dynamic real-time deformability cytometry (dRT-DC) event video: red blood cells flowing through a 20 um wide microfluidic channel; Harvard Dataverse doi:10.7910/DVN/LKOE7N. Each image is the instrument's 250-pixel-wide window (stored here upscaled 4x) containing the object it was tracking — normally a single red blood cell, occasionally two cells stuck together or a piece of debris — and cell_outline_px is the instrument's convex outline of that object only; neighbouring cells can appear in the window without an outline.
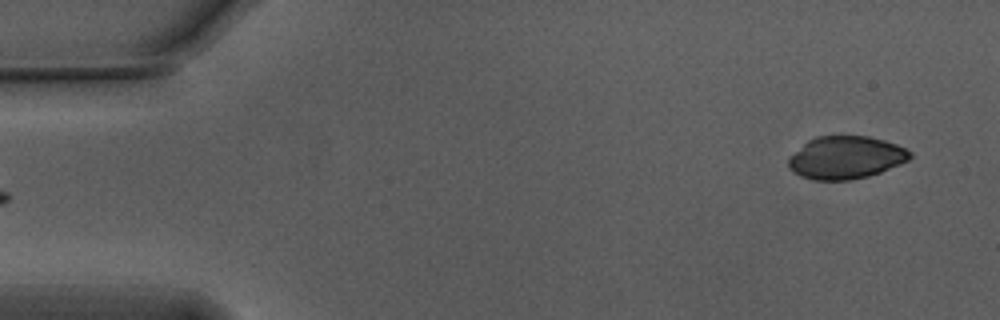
{"species": "Egyptian fruit bat (a non-hibernating species)", "species_latin": "Rousettus aegyptiacus", "temperature_condition": "warm", "stored_images_in_passage": 52, "camera_frame_rate_fps": 3000, "um_per_image_px": 0.085, "animal": {"sex": "male"}, "frame": {"image": 1, "passage_image": 1, "time_ms": 0.0, "image_size_px": [1000, 320], "cell_outline_px": [[912, 156], [908, 160], [900, 164], [880, 172], [868, 176], [852, 180], [812, 180], [800, 176], [788, 164], [788, 156], [808, 140], [816, 136], [868, 136], [884, 140], [896, 144], [912, 152]], "centroid_in_image_um": [71.89, 13.39], "position_along_channel_um": 13.1, "area_um2": 30.23}}
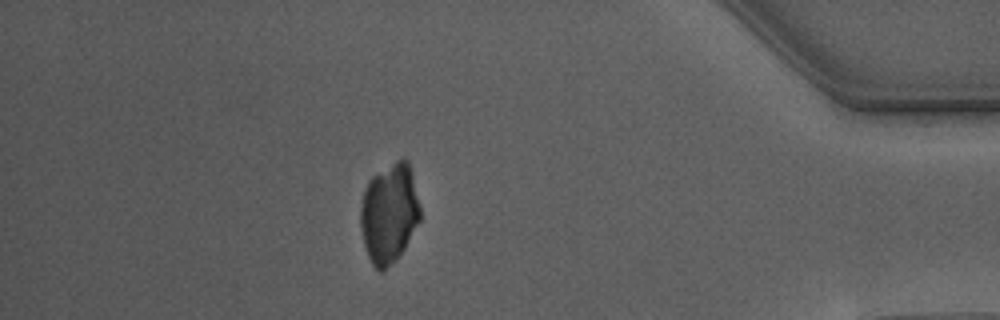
{"frame": {"image": 2, "passage_image": 45, "time_ms": 14.667, "image_size_px": [1000, 320], "cell_outline_px": [[420, 220], [404, 248], [396, 260], [380, 272], [372, 264], [368, 256], [364, 244], [360, 224], [360, 208], [364, 188], [372, 176], [396, 160], [404, 156], [408, 160], [412, 172], [420, 208]], "centroid_in_image_um": [33.08, 18.1], "position_along_channel_um": 402.1, "area_um2": 34.62}}